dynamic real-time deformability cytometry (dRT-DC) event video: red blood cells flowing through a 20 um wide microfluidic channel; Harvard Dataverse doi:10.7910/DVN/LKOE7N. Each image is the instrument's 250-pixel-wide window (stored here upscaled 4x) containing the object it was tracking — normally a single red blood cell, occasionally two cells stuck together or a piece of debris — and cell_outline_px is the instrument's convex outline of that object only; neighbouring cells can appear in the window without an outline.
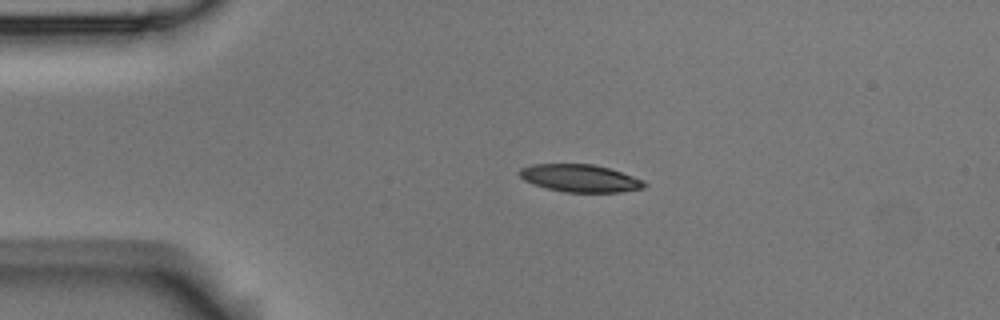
{"species": "Egyptian fruit bat (a non-hibernating species)", "species_latin": "Rousettus aegyptiacus", "temperature_condition": "room temperature", "stored_images_in_passage": 3, "camera_frame_rate_fps": 3000, "um_per_image_px": 0.085, "animal": {"sex": "male"}, "frame": {"image": 1, "passage_image": 2, "time_ms": 0.333, "image_size_px": [1000, 320], "cell_outline_px": [[648, 184], [644, 188], [620, 192], [564, 192], [548, 188], [524, 180], [520, 176], [520, 168], [532, 164], [592, 164], [608, 168], [644, 180]], "centroid_in_image_um": [49.33, 15.15], "position_along_channel_um": 35.7, "area_um2": 19.83}}